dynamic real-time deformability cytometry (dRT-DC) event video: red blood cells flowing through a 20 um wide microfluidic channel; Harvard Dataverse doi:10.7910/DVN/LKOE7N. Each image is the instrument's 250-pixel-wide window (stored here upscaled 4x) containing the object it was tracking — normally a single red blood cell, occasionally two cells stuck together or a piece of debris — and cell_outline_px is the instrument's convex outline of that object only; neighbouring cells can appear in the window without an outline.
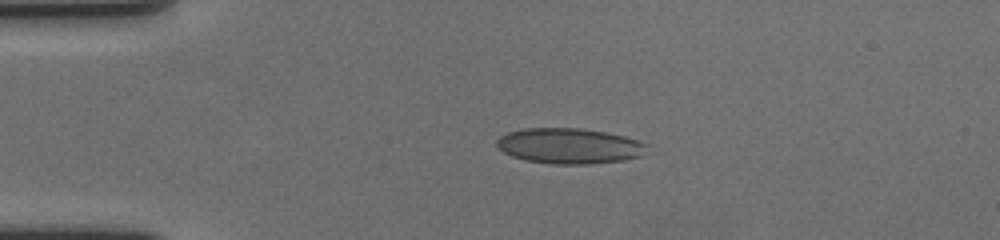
{"species": "human", "species_latin": "Homo sapiens", "temperature_condition": "cold", "stored_images_in_passage": 46, "camera_frame_rate_fps": 3000, "um_per_image_px": 0.085, "donor": {"sex": "female"}, "frame": {"image": 1, "passage_image": 1, "time_ms": 0.0, "image_size_px": [1000, 240], "cell_outline_px": [[648, 144], [640, 156], [624, 160], [588, 164], [552, 164], [524, 160], [512, 156], [504, 152], [496, 144], [496, 140], [500, 136], [508, 132], [524, 128], [580, 128], [604, 132], [624, 136], [640, 140]], "centroid_in_image_um": [48.38, 12.4], "position_along_channel_um": 36.6, "area_um2": 31.04}}
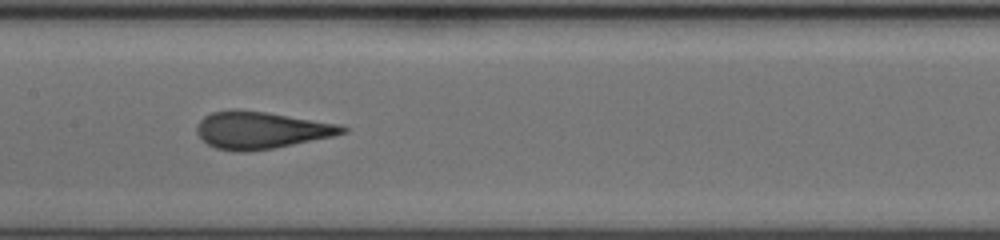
{"frame": {"image": 2, "passage_image": 17, "time_ms": 5.333, "image_size_px": [1000, 240], "cell_outline_px": [[348, 132], [332, 136], [272, 148], [244, 152], [236, 152], [216, 148], [208, 144], [196, 132], [196, 124], [204, 116], [212, 112], [232, 108], [236, 108], [268, 112], [340, 124], [348, 128]], "centroid_in_image_um": [22.16, 11.04], "position_along_channel_um": 185.2, "area_um2": 31.62}}
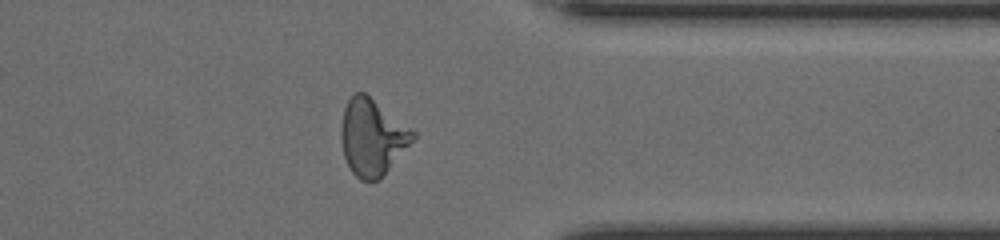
{"frame": {"image": 3, "passage_image": 34, "time_ms": 11.0, "image_size_px": [1000, 240], "cell_outline_px": [[416, 136], [380, 180], [360, 180], [352, 172], [344, 156], [340, 140], [340, 128], [344, 108], [348, 100], [356, 92], [364, 92], [416, 132]], "centroid_in_image_um": [31.61, 11.67], "position_along_channel_um": 379.8, "area_um2": 31.67}, "authors_computed_cell_mechanics": {"area_um2": 31.5588, "velocity_mm_per_s": 3.5711, "shape_relaxation_time_tau1_ms": 10.1897, "shape_relaxation_time_tau2_ms": 0.767, "deformation_change_tau1": 0.2392, "deformation_change_tau2": 0.0631}}